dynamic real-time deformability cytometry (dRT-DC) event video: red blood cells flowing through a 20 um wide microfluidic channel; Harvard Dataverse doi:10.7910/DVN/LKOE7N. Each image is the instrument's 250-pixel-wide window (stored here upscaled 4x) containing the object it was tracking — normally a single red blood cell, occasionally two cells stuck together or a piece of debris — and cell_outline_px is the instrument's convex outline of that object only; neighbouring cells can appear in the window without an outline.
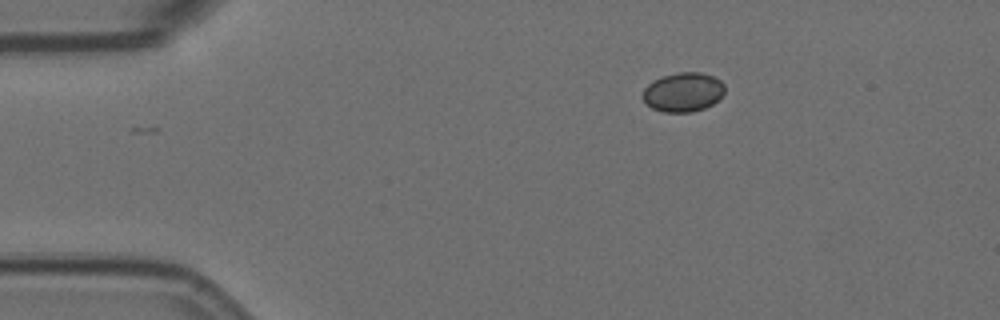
{"species": "Egyptian fruit bat (a non-hibernating species)", "species_latin": "Rousettus aegyptiacus", "temperature_condition": "room temperature", "stored_images_in_passage": 48, "camera_frame_rate_fps": 3000, "um_per_image_px": 0.085, "animal": {"sex": "female"}, "frame": {"image": 1, "passage_image": 1, "time_ms": 0.0, "image_size_px": [1000, 320], "cell_outline_px": [[724, 92], [720, 100], [704, 108], [692, 112], [664, 112], [652, 108], [640, 96], [644, 88], [652, 80], [664, 76], [680, 72], [700, 72], [712, 76], [720, 80], [724, 84]], "centroid_in_image_um": [58.06, 7.83], "position_along_channel_um": 26.9, "area_um2": 18.84}}
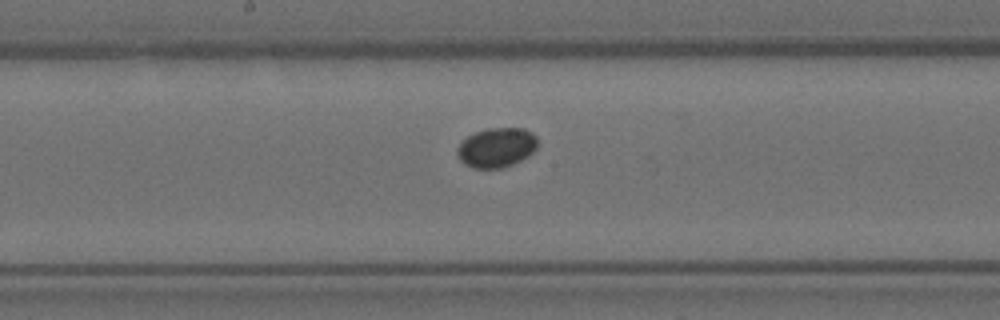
{"frame": {"image": 2, "passage_image": 21, "time_ms": 6.667, "image_size_px": [1000, 320], "cell_outline_px": [[536, 148], [528, 156], [504, 168], [472, 168], [464, 164], [456, 156], [456, 148], [468, 136], [476, 132], [488, 128], [524, 128], [532, 132], [536, 136]], "centroid_in_image_um": [42.18, 12.55], "position_along_channel_um": 206.0, "area_um2": 18.55}}
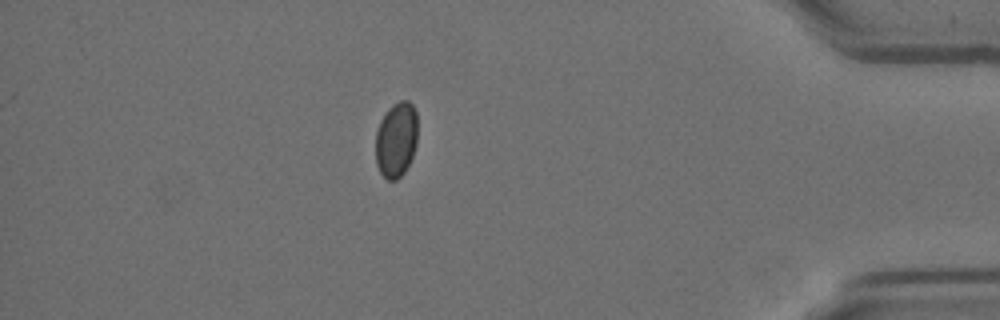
{"frame": {"image": 3, "passage_image": 41, "time_ms": 13.333, "image_size_px": [1000, 320], "cell_outline_px": [[416, 144], [412, 156], [404, 172], [396, 180], [388, 180], [380, 172], [376, 164], [376, 132], [380, 120], [388, 108], [392, 104], [400, 100], [408, 100], [412, 104], [416, 112]], "centroid_in_image_um": [33.66, 11.85], "position_along_channel_um": 401.5, "area_um2": 18.38}}